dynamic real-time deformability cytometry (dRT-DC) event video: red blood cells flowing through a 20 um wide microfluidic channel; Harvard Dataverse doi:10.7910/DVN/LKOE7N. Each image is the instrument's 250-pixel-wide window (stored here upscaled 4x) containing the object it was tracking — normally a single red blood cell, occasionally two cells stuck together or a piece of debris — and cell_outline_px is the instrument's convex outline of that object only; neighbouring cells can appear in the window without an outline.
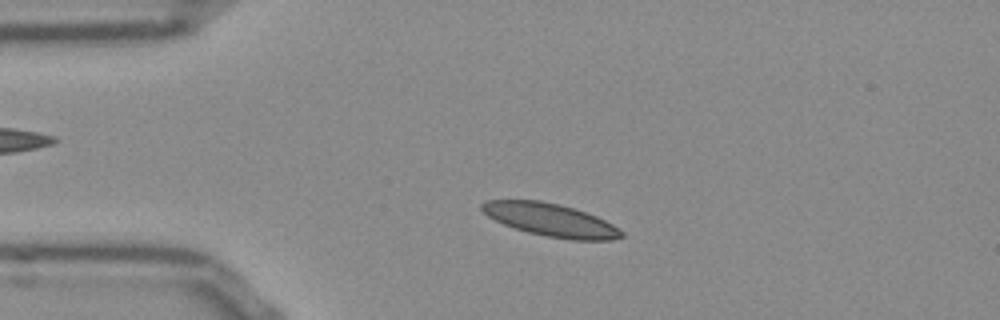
{"species": "Egyptian fruit bat (a non-hibernating species)", "species_latin": "Rousettus aegyptiacus", "temperature_condition": "room temperature", "stored_images_in_passage": 43, "camera_frame_rate_fps": 3000, "um_per_image_px": 0.085, "frame": {"image": 1, "passage_image": 2, "time_ms": 0.333, "image_size_px": [1000, 320], "cell_outline_px": [[624, 236], [612, 240], [572, 240], [548, 236], [528, 232], [504, 224], [488, 216], [480, 208], [480, 204], [488, 200], [540, 200], [560, 204], [596, 216], [612, 224], [624, 232]], "centroid_in_image_um": [46.81, 18.69], "position_along_channel_um": 38.2, "area_um2": 26.47}}
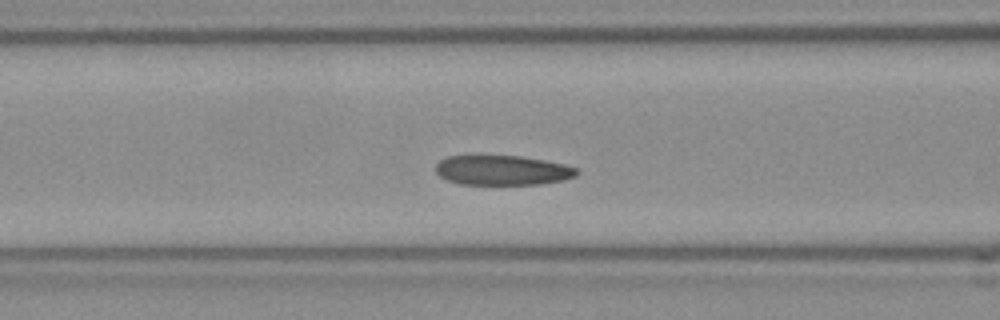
{"frame": {"image": 2, "passage_image": 11, "time_ms": 3.333, "image_size_px": [1000, 320], "cell_outline_px": [[580, 172], [576, 176], [564, 180], [540, 184], [460, 184], [448, 180], [440, 176], [436, 172], [436, 164], [440, 160], [448, 156], [520, 156], [544, 160], [564, 164], [576, 168]], "centroid_in_image_um": [42.73, 14.47], "position_along_channel_um": 123.9, "area_um2": 24.39}}
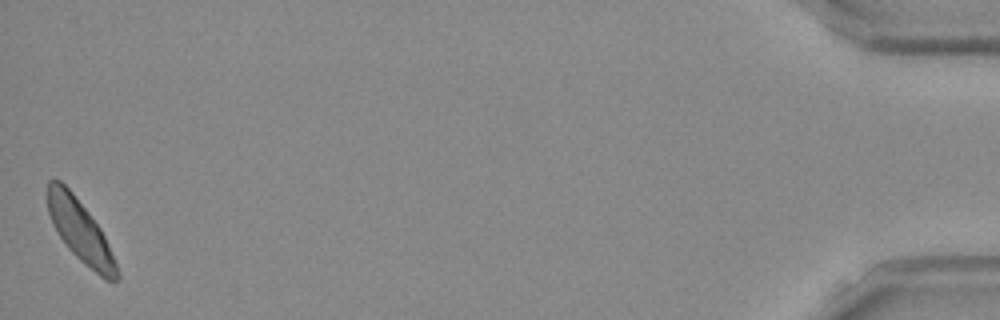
{"frame": {"image": 3, "passage_image": 43, "time_ms": 14.0, "image_size_px": [1000, 320], "cell_outline_px": [[120, 276], [116, 280], [104, 280], [84, 264], [68, 248], [52, 224], [48, 212], [48, 180], [60, 180], [72, 192], [88, 212], [100, 228], [108, 244], [120, 272]], "centroid_in_image_um": [6.83, 19.67], "position_along_channel_um": 428.4, "area_um2": 24.62}, "authors_computed_cell_mechanics": {"area_um2": 25.432, "velocity_mm_per_s": 3.7841, "shape_relaxation_time_tau1_ms": 9.137, "shape_relaxation_time_tau2_ms": 1.9657, "deformation_change_tau1": 0.1973, "deformation_change_tau2": 0.0715}}